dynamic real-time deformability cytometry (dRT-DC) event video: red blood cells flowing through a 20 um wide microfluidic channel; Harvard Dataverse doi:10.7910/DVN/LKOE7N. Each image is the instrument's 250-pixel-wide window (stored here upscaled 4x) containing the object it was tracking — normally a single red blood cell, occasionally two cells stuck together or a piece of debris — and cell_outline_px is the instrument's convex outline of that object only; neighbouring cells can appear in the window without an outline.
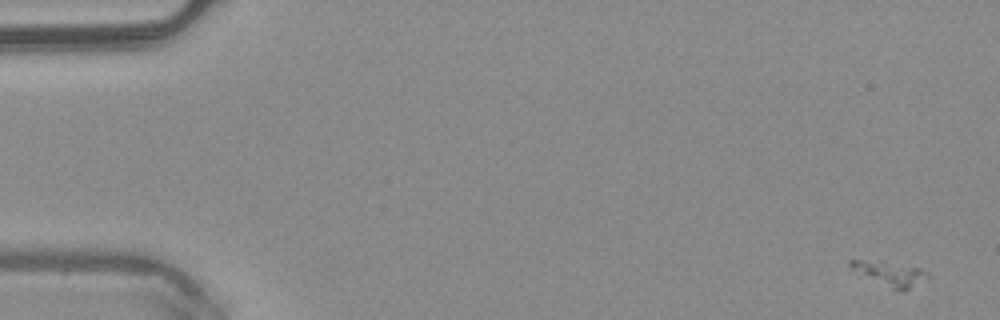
{"species": "common noctule bat (a hibernating species)", "species_latin": "Nyctalus noctula", "temperature_condition": "warm", "stored_images_in_passage": 40, "camera_frame_rate_fps": 3000, "um_per_image_px": 0.085, "animal": {"sex": "male", "body_mass_g": 20.4}, "frame": {"image": 1, "passage_image": 1, "time_ms": 0.0, "image_size_px": [1000, 320], "cell_outline_px": [[932, 276], [908, 288], [892, 288], [852, 268], [848, 264], [848, 260], [880, 260], [920, 268]], "centroid_in_image_um": [75.68, 23.19], "position_along_channel_um": 9.3, "area_um2": 10.23}}
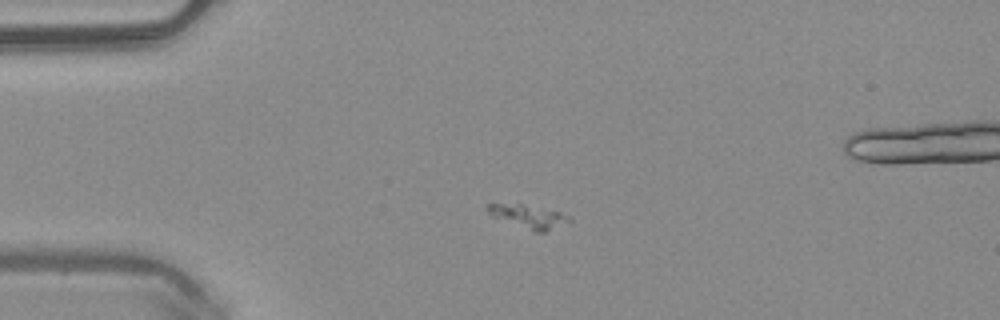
{"frame": {"image": 2, "passage_image": 12, "time_ms": 3.667, "image_size_px": [1000, 320], "cell_outline_px": [[572, 220], [544, 232], [532, 232], [492, 216], [488, 212], [488, 204], [520, 204], [560, 212], [568, 216]], "centroid_in_image_um": [44.92, 18.42], "position_along_channel_um": 40.1, "area_um2": 10.81}}
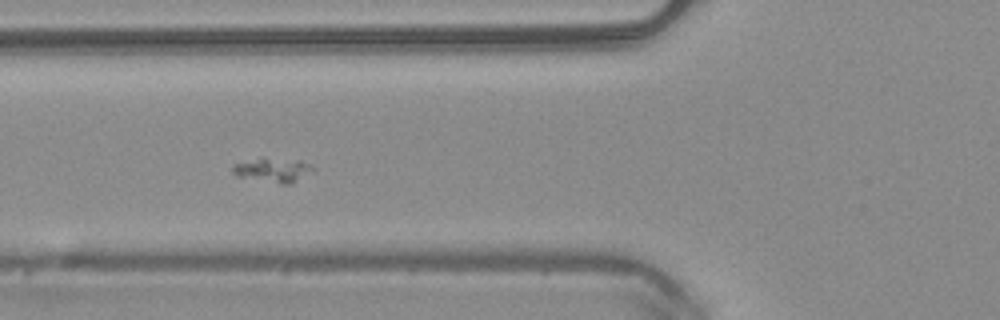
{"frame": {"image": 3, "passage_image": 19, "time_ms": 6.0, "image_size_px": [1000, 320], "cell_outline_px": [[316, 168], [292, 184], [284, 184], [236, 176], [232, 172], [232, 164], [260, 156], [300, 160]], "centroid_in_image_um": [23.15, 14.41], "position_along_channel_um": 102.6, "area_um2": 11.62}}